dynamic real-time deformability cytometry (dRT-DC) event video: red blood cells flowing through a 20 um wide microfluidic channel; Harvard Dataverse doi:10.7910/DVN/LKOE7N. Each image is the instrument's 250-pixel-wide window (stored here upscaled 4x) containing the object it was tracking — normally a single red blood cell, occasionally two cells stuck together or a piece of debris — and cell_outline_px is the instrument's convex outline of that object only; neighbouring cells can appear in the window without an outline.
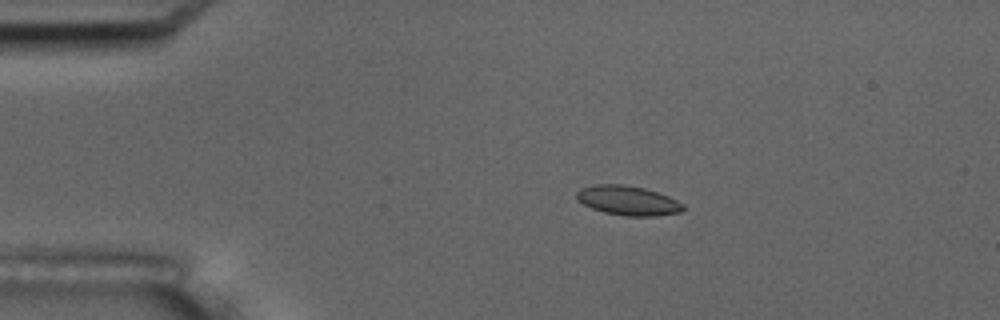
{"species": "common noctule bat (a hibernating species)", "species_latin": "Nyctalus noctula", "temperature_condition": "room temperature", "stored_images_in_passage": 3, "camera_frame_rate_fps": 3000, "um_per_image_px": 0.085, "animal": {"sex": "male", "body_mass_g": 17.5, "forearm_length_mm": 52.3}, "frame": {"image": 1, "passage_image": 2, "time_ms": 1.0, "image_size_px": [1000, 320], "cell_outline_px": [[684, 208], [680, 212], [656, 216], [624, 216], [604, 212], [592, 208], [576, 200], [576, 192], [580, 188], [596, 184], [620, 184], [644, 188], [668, 196], [684, 204]], "centroid_in_image_um": [53.35, 17.04], "position_along_channel_um": 31.7, "area_um2": 18.26}}